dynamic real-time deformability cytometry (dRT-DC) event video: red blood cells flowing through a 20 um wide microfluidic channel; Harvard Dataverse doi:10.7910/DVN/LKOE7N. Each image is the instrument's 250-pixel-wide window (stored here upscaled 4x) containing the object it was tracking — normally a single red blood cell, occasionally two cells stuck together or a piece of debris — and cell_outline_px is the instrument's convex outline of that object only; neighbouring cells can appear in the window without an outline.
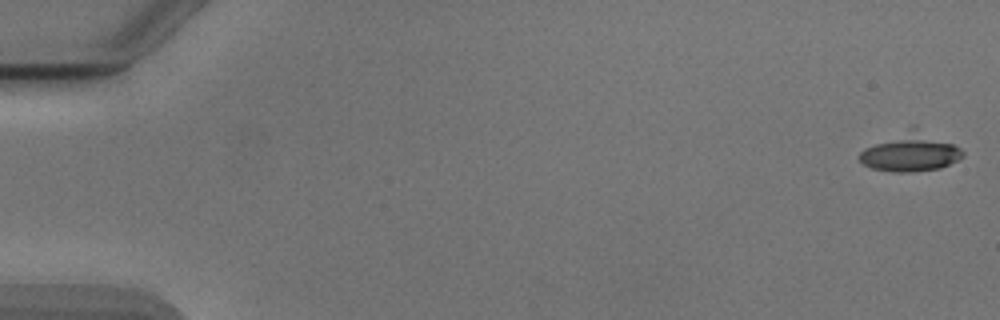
{"species": "Egyptian fruit bat (a non-hibernating species)", "species_latin": "Rousettus aegyptiacus", "temperature_condition": "cold", "stored_images_in_passage": 46, "camera_frame_rate_fps": 3000, "um_per_image_px": 0.085, "animal": {"sex": "male"}, "frame": {"image": 1, "passage_image": 1, "time_ms": 0.0, "image_size_px": [1000, 320], "cell_outline_px": [[964, 156], [940, 168], [912, 172], [892, 172], [872, 168], [864, 164], [856, 156], [864, 148], [912, 124], [960, 148], [964, 152]], "centroid_in_image_um": [77.35, 12.91], "position_along_channel_um": 7.7, "area_um2": 23.29}}
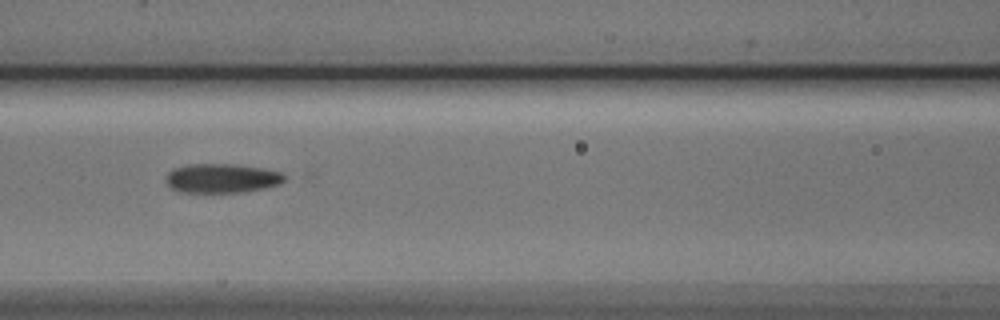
{"frame": {"image": 2, "passage_image": 24, "time_ms": 7.667, "image_size_px": [1000, 320], "cell_outline_px": [[284, 180], [280, 184], [264, 188], [244, 192], [180, 192], [172, 188], [164, 180], [168, 172], [176, 168], [188, 164], [236, 164], [260, 168], [280, 172], [284, 176]], "centroid_in_image_um": [18.83, 15.15], "position_along_channel_um": 147.8, "area_um2": 20.06}}
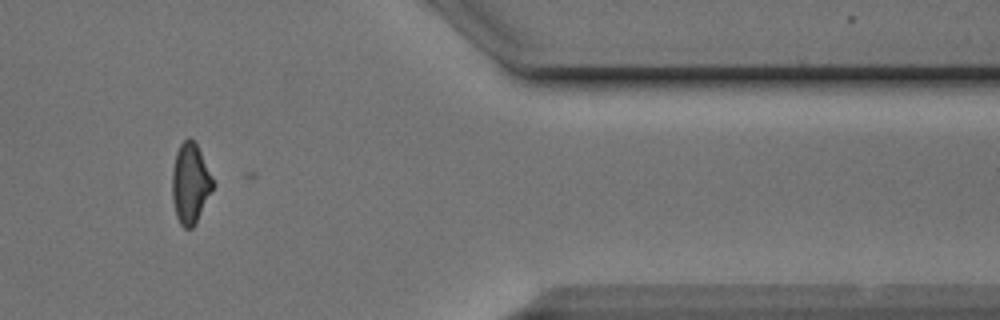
{"frame": {"image": 3, "passage_image": 45, "time_ms": 14.667, "image_size_px": [1000, 320], "cell_outline_px": [[212, 188], [196, 224], [192, 228], [184, 228], [180, 224], [176, 216], [172, 200], [172, 172], [176, 152], [180, 144], [188, 136], [196, 144], [200, 152], [212, 180]], "centroid_in_image_um": [16.13, 15.61], "position_along_channel_um": 395.3, "area_um2": 18.61}, "authors_computed_cell_mechanics": {"area_um2": 19.8543, "velocity_mm_per_s": 3.9007, "shape_relaxation_time_tau1_ms": 4.0824, "shape_relaxation_time_tau2_ms": 2.331, "deformation_change_tau1": 0.1471, "deformation_change_tau2": 0.0956}}